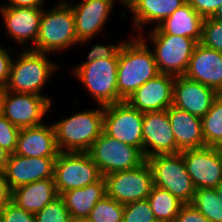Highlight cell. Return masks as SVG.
Instances as JSON below:
<instances>
[{
  "mask_svg": "<svg viewBox=\"0 0 222 222\" xmlns=\"http://www.w3.org/2000/svg\"><path fill=\"white\" fill-rule=\"evenodd\" d=\"M142 35L123 42L119 51L117 90L118 102L126 101L140 86L159 73L152 50Z\"/></svg>",
  "mask_w": 222,
  "mask_h": 222,
  "instance_id": "obj_1",
  "label": "cell"
},
{
  "mask_svg": "<svg viewBox=\"0 0 222 222\" xmlns=\"http://www.w3.org/2000/svg\"><path fill=\"white\" fill-rule=\"evenodd\" d=\"M104 106L74 113L53 123L60 152H88L103 132Z\"/></svg>",
  "mask_w": 222,
  "mask_h": 222,
  "instance_id": "obj_2",
  "label": "cell"
},
{
  "mask_svg": "<svg viewBox=\"0 0 222 222\" xmlns=\"http://www.w3.org/2000/svg\"><path fill=\"white\" fill-rule=\"evenodd\" d=\"M78 43L71 4L63 1L51 10L43 9L36 43L29 49L50 54Z\"/></svg>",
  "mask_w": 222,
  "mask_h": 222,
  "instance_id": "obj_3",
  "label": "cell"
},
{
  "mask_svg": "<svg viewBox=\"0 0 222 222\" xmlns=\"http://www.w3.org/2000/svg\"><path fill=\"white\" fill-rule=\"evenodd\" d=\"M19 54L12 62L10 78L4 88L10 92L42 95L41 90L58 66L48 59L47 53L26 48Z\"/></svg>",
  "mask_w": 222,
  "mask_h": 222,
  "instance_id": "obj_4",
  "label": "cell"
},
{
  "mask_svg": "<svg viewBox=\"0 0 222 222\" xmlns=\"http://www.w3.org/2000/svg\"><path fill=\"white\" fill-rule=\"evenodd\" d=\"M154 186L169 191L183 204H190L196 188L186 170L182 153L153 155L146 159Z\"/></svg>",
  "mask_w": 222,
  "mask_h": 222,
  "instance_id": "obj_5",
  "label": "cell"
},
{
  "mask_svg": "<svg viewBox=\"0 0 222 222\" xmlns=\"http://www.w3.org/2000/svg\"><path fill=\"white\" fill-rule=\"evenodd\" d=\"M118 58L119 52L113 58L94 60L72 70L73 75L83 83L99 106L118 102Z\"/></svg>",
  "mask_w": 222,
  "mask_h": 222,
  "instance_id": "obj_6",
  "label": "cell"
},
{
  "mask_svg": "<svg viewBox=\"0 0 222 222\" xmlns=\"http://www.w3.org/2000/svg\"><path fill=\"white\" fill-rule=\"evenodd\" d=\"M148 36L154 44L152 52L159 73L184 76L198 42L189 37L166 33H149Z\"/></svg>",
  "mask_w": 222,
  "mask_h": 222,
  "instance_id": "obj_7",
  "label": "cell"
},
{
  "mask_svg": "<svg viewBox=\"0 0 222 222\" xmlns=\"http://www.w3.org/2000/svg\"><path fill=\"white\" fill-rule=\"evenodd\" d=\"M88 153L103 177L136 168L146 160L138 148L122 143L104 132L92 144Z\"/></svg>",
  "mask_w": 222,
  "mask_h": 222,
  "instance_id": "obj_8",
  "label": "cell"
},
{
  "mask_svg": "<svg viewBox=\"0 0 222 222\" xmlns=\"http://www.w3.org/2000/svg\"><path fill=\"white\" fill-rule=\"evenodd\" d=\"M101 177L88 152H60L56 158L53 178L59 195L93 184Z\"/></svg>",
  "mask_w": 222,
  "mask_h": 222,
  "instance_id": "obj_9",
  "label": "cell"
},
{
  "mask_svg": "<svg viewBox=\"0 0 222 222\" xmlns=\"http://www.w3.org/2000/svg\"><path fill=\"white\" fill-rule=\"evenodd\" d=\"M51 104L48 96L0 89V113L20 129L43 124L42 119L51 109Z\"/></svg>",
  "mask_w": 222,
  "mask_h": 222,
  "instance_id": "obj_10",
  "label": "cell"
},
{
  "mask_svg": "<svg viewBox=\"0 0 222 222\" xmlns=\"http://www.w3.org/2000/svg\"><path fill=\"white\" fill-rule=\"evenodd\" d=\"M143 115L126 101L104 106L103 132L143 153Z\"/></svg>",
  "mask_w": 222,
  "mask_h": 222,
  "instance_id": "obj_11",
  "label": "cell"
},
{
  "mask_svg": "<svg viewBox=\"0 0 222 222\" xmlns=\"http://www.w3.org/2000/svg\"><path fill=\"white\" fill-rule=\"evenodd\" d=\"M104 179L106 195L123 205L147 199L154 186L146 160L136 168L106 175Z\"/></svg>",
  "mask_w": 222,
  "mask_h": 222,
  "instance_id": "obj_12",
  "label": "cell"
},
{
  "mask_svg": "<svg viewBox=\"0 0 222 222\" xmlns=\"http://www.w3.org/2000/svg\"><path fill=\"white\" fill-rule=\"evenodd\" d=\"M181 153L196 189H215L222 182V153L219 147L205 146Z\"/></svg>",
  "mask_w": 222,
  "mask_h": 222,
  "instance_id": "obj_13",
  "label": "cell"
},
{
  "mask_svg": "<svg viewBox=\"0 0 222 222\" xmlns=\"http://www.w3.org/2000/svg\"><path fill=\"white\" fill-rule=\"evenodd\" d=\"M177 146L167 110L144 112L143 155L176 154Z\"/></svg>",
  "mask_w": 222,
  "mask_h": 222,
  "instance_id": "obj_14",
  "label": "cell"
},
{
  "mask_svg": "<svg viewBox=\"0 0 222 222\" xmlns=\"http://www.w3.org/2000/svg\"><path fill=\"white\" fill-rule=\"evenodd\" d=\"M127 0L119 2L125 4ZM116 0H82L72 4L76 37L79 43H86L100 33L109 19Z\"/></svg>",
  "mask_w": 222,
  "mask_h": 222,
  "instance_id": "obj_15",
  "label": "cell"
},
{
  "mask_svg": "<svg viewBox=\"0 0 222 222\" xmlns=\"http://www.w3.org/2000/svg\"><path fill=\"white\" fill-rule=\"evenodd\" d=\"M56 158L11 154L4 170L11 191L38 180L53 178Z\"/></svg>",
  "mask_w": 222,
  "mask_h": 222,
  "instance_id": "obj_16",
  "label": "cell"
},
{
  "mask_svg": "<svg viewBox=\"0 0 222 222\" xmlns=\"http://www.w3.org/2000/svg\"><path fill=\"white\" fill-rule=\"evenodd\" d=\"M175 76L158 74L140 86L127 100L140 112L167 110L173 102Z\"/></svg>",
  "mask_w": 222,
  "mask_h": 222,
  "instance_id": "obj_17",
  "label": "cell"
},
{
  "mask_svg": "<svg viewBox=\"0 0 222 222\" xmlns=\"http://www.w3.org/2000/svg\"><path fill=\"white\" fill-rule=\"evenodd\" d=\"M219 93L185 76L175 77L172 106L202 118Z\"/></svg>",
  "mask_w": 222,
  "mask_h": 222,
  "instance_id": "obj_18",
  "label": "cell"
},
{
  "mask_svg": "<svg viewBox=\"0 0 222 222\" xmlns=\"http://www.w3.org/2000/svg\"><path fill=\"white\" fill-rule=\"evenodd\" d=\"M184 76L222 93V52L197 43Z\"/></svg>",
  "mask_w": 222,
  "mask_h": 222,
  "instance_id": "obj_19",
  "label": "cell"
},
{
  "mask_svg": "<svg viewBox=\"0 0 222 222\" xmlns=\"http://www.w3.org/2000/svg\"><path fill=\"white\" fill-rule=\"evenodd\" d=\"M42 12V8L0 6L6 31L20 45H24L29 40L35 45Z\"/></svg>",
  "mask_w": 222,
  "mask_h": 222,
  "instance_id": "obj_20",
  "label": "cell"
},
{
  "mask_svg": "<svg viewBox=\"0 0 222 222\" xmlns=\"http://www.w3.org/2000/svg\"><path fill=\"white\" fill-rule=\"evenodd\" d=\"M59 153L52 123L20 129L15 154L24 157H57Z\"/></svg>",
  "mask_w": 222,
  "mask_h": 222,
  "instance_id": "obj_21",
  "label": "cell"
},
{
  "mask_svg": "<svg viewBox=\"0 0 222 222\" xmlns=\"http://www.w3.org/2000/svg\"><path fill=\"white\" fill-rule=\"evenodd\" d=\"M167 114L173 129L177 153L187 149L205 147L200 117L174 106L167 109Z\"/></svg>",
  "mask_w": 222,
  "mask_h": 222,
  "instance_id": "obj_22",
  "label": "cell"
},
{
  "mask_svg": "<svg viewBox=\"0 0 222 222\" xmlns=\"http://www.w3.org/2000/svg\"><path fill=\"white\" fill-rule=\"evenodd\" d=\"M187 0H127L124 4L133 13V28L142 35L145 24L155 23L156 26L169 17Z\"/></svg>",
  "mask_w": 222,
  "mask_h": 222,
  "instance_id": "obj_23",
  "label": "cell"
},
{
  "mask_svg": "<svg viewBox=\"0 0 222 222\" xmlns=\"http://www.w3.org/2000/svg\"><path fill=\"white\" fill-rule=\"evenodd\" d=\"M203 20L204 18L186 2L157 26L151 28L152 30L149 33L184 36L200 42Z\"/></svg>",
  "mask_w": 222,
  "mask_h": 222,
  "instance_id": "obj_24",
  "label": "cell"
},
{
  "mask_svg": "<svg viewBox=\"0 0 222 222\" xmlns=\"http://www.w3.org/2000/svg\"><path fill=\"white\" fill-rule=\"evenodd\" d=\"M58 196L54 178H47L13 189L11 201L35 214Z\"/></svg>",
  "mask_w": 222,
  "mask_h": 222,
  "instance_id": "obj_25",
  "label": "cell"
},
{
  "mask_svg": "<svg viewBox=\"0 0 222 222\" xmlns=\"http://www.w3.org/2000/svg\"><path fill=\"white\" fill-rule=\"evenodd\" d=\"M60 196L64 200L72 221L86 219L96 203L106 196L105 179L102 176L93 184L63 192Z\"/></svg>",
  "mask_w": 222,
  "mask_h": 222,
  "instance_id": "obj_26",
  "label": "cell"
},
{
  "mask_svg": "<svg viewBox=\"0 0 222 222\" xmlns=\"http://www.w3.org/2000/svg\"><path fill=\"white\" fill-rule=\"evenodd\" d=\"M157 221L174 222L183 203L169 191L152 187L147 198Z\"/></svg>",
  "mask_w": 222,
  "mask_h": 222,
  "instance_id": "obj_27",
  "label": "cell"
},
{
  "mask_svg": "<svg viewBox=\"0 0 222 222\" xmlns=\"http://www.w3.org/2000/svg\"><path fill=\"white\" fill-rule=\"evenodd\" d=\"M201 120L205 146L222 147V93Z\"/></svg>",
  "mask_w": 222,
  "mask_h": 222,
  "instance_id": "obj_28",
  "label": "cell"
},
{
  "mask_svg": "<svg viewBox=\"0 0 222 222\" xmlns=\"http://www.w3.org/2000/svg\"><path fill=\"white\" fill-rule=\"evenodd\" d=\"M190 204L210 222H222V201L215 189H196Z\"/></svg>",
  "mask_w": 222,
  "mask_h": 222,
  "instance_id": "obj_29",
  "label": "cell"
},
{
  "mask_svg": "<svg viewBox=\"0 0 222 222\" xmlns=\"http://www.w3.org/2000/svg\"><path fill=\"white\" fill-rule=\"evenodd\" d=\"M124 205L109 196L100 199L86 218L90 222H122Z\"/></svg>",
  "mask_w": 222,
  "mask_h": 222,
  "instance_id": "obj_30",
  "label": "cell"
},
{
  "mask_svg": "<svg viewBox=\"0 0 222 222\" xmlns=\"http://www.w3.org/2000/svg\"><path fill=\"white\" fill-rule=\"evenodd\" d=\"M35 218L36 222H73L60 195L36 212Z\"/></svg>",
  "mask_w": 222,
  "mask_h": 222,
  "instance_id": "obj_31",
  "label": "cell"
},
{
  "mask_svg": "<svg viewBox=\"0 0 222 222\" xmlns=\"http://www.w3.org/2000/svg\"><path fill=\"white\" fill-rule=\"evenodd\" d=\"M156 217L147 199L124 205L122 222H155Z\"/></svg>",
  "mask_w": 222,
  "mask_h": 222,
  "instance_id": "obj_32",
  "label": "cell"
},
{
  "mask_svg": "<svg viewBox=\"0 0 222 222\" xmlns=\"http://www.w3.org/2000/svg\"><path fill=\"white\" fill-rule=\"evenodd\" d=\"M200 43L208 48L222 52V22L211 17L204 18Z\"/></svg>",
  "mask_w": 222,
  "mask_h": 222,
  "instance_id": "obj_33",
  "label": "cell"
},
{
  "mask_svg": "<svg viewBox=\"0 0 222 222\" xmlns=\"http://www.w3.org/2000/svg\"><path fill=\"white\" fill-rule=\"evenodd\" d=\"M20 128L10 123L5 116L0 113V147L13 154L17 148Z\"/></svg>",
  "mask_w": 222,
  "mask_h": 222,
  "instance_id": "obj_34",
  "label": "cell"
},
{
  "mask_svg": "<svg viewBox=\"0 0 222 222\" xmlns=\"http://www.w3.org/2000/svg\"><path fill=\"white\" fill-rule=\"evenodd\" d=\"M0 218L3 222H36L34 213L25 211L12 201L0 210Z\"/></svg>",
  "mask_w": 222,
  "mask_h": 222,
  "instance_id": "obj_35",
  "label": "cell"
},
{
  "mask_svg": "<svg viewBox=\"0 0 222 222\" xmlns=\"http://www.w3.org/2000/svg\"><path fill=\"white\" fill-rule=\"evenodd\" d=\"M122 45L123 41L118 45H114L113 43L107 45L96 44L88 53L87 60L80 63L78 66H83L98 59L113 58L120 51Z\"/></svg>",
  "mask_w": 222,
  "mask_h": 222,
  "instance_id": "obj_36",
  "label": "cell"
},
{
  "mask_svg": "<svg viewBox=\"0 0 222 222\" xmlns=\"http://www.w3.org/2000/svg\"><path fill=\"white\" fill-rule=\"evenodd\" d=\"M187 2L203 18L211 17L222 4V0H187Z\"/></svg>",
  "mask_w": 222,
  "mask_h": 222,
  "instance_id": "obj_37",
  "label": "cell"
},
{
  "mask_svg": "<svg viewBox=\"0 0 222 222\" xmlns=\"http://www.w3.org/2000/svg\"><path fill=\"white\" fill-rule=\"evenodd\" d=\"M174 222H210L191 204H183Z\"/></svg>",
  "mask_w": 222,
  "mask_h": 222,
  "instance_id": "obj_38",
  "label": "cell"
},
{
  "mask_svg": "<svg viewBox=\"0 0 222 222\" xmlns=\"http://www.w3.org/2000/svg\"><path fill=\"white\" fill-rule=\"evenodd\" d=\"M5 47L0 46V89L4 88L10 78L11 65L13 59L11 58L9 51Z\"/></svg>",
  "mask_w": 222,
  "mask_h": 222,
  "instance_id": "obj_39",
  "label": "cell"
},
{
  "mask_svg": "<svg viewBox=\"0 0 222 222\" xmlns=\"http://www.w3.org/2000/svg\"><path fill=\"white\" fill-rule=\"evenodd\" d=\"M12 191L8 186L4 171H0V210L11 201Z\"/></svg>",
  "mask_w": 222,
  "mask_h": 222,
  "instance_id": "obj_40",
  "label": "cell"
},
{
  "mask_svg": "<svg viewBox=\"0 0 222 222\" xmlns=\"http://www.w3.org/2000/svg\"><path fill=\"white\" fill-rule=\"evenodd\" d=\"M8 5L11 7H25V8H43L45 0H8Z\"/></svg>",
  "mask_w": 222,
  "mask_h": 222,
  "instance_id": "obj_41",
  "label": "cell"
},
{
  "mask_svg": "<svg viewBox=\"0 0 222 222\" xmlns=\"http://www.w3.org/2000/svg\"><path fill=\"white\" fill-rule=\"evenodd\" d=\"M11 153L0 147V171H4L7 162L9 161Z\"/></svg>",
  "mask_w": 222,
  "mask_h": 222,
  "instance_id": "obj_42",
  "label": "cell"
},
{
  "mask_svg": "<svg viewBox=\"0 0 222 222\" xmlns=\"http://www.w3.org/2000/svg\"><path fill=\"white\" fill-rule=\"evenodd\" d=\"M211 18L222 22V4L217 8L216 12L211 16Z\"/></svg>",
  "mask_w": 222,
  "mask_h": 222,
  "instance_id": "obj_43",
  "label": "cell"
},
{
  "mask_svg": "<svg viewBox=\"0 0 222 222\" xmlns=\"http://www.w3.org/2000/svg\"><path fill=\"white\" fill-rule=\"evenodd\" d=\"M215 191L220 200L222 201V182L215 188Z\"/></svg>",
  "mask_w": 222,
  "mask_h": 222,
  "instance_id": "obj_44",
  "label": "cell"
},
{
  "mask_svg": "<svg viewBox=\"0 0 222 222\" xmlns=\"http://www.w3.org/2000/svg\"><path fill=\"white\" fill-rule=\"evenodd\" d=\"M73 222H90V221H88L87 219H79V220H76V221H73Z\"/></svg>",
  "mask_w": 222,
  "mask_h": 222,
  "instance_id": "obj_45",
  "label": "cell"
}]
</instances>
